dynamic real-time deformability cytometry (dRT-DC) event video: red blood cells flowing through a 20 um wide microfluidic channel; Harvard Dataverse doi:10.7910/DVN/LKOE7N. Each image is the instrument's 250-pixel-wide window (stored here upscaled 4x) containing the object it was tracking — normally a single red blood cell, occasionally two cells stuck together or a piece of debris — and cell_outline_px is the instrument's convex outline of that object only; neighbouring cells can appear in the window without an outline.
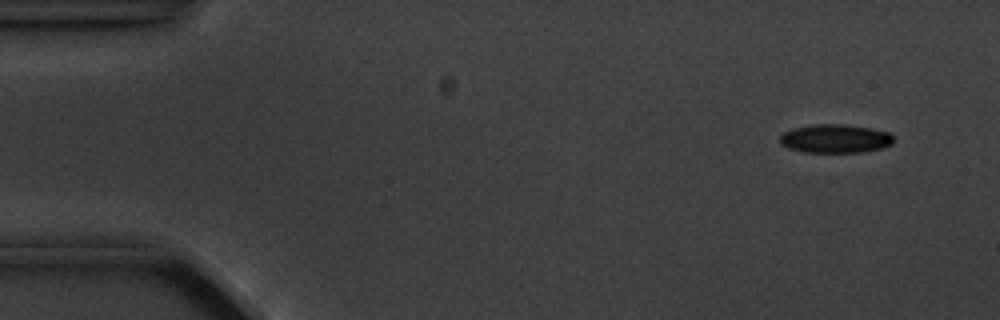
{"species": "common noctule bat (a hibernating species)", "species_latin": "Nyctalus noctula", "temperature_condition": "cold", "stored_images_in_passage": 3, "camera_frame_rate_fps": 3000, "um_per_image_px": 0.085, "animal": {"sex": "male", "body_mass_g": 20.1, "forearm_length_mm": 53.5}, "frame": {"image": 1, "passage_image": 1, "time_ms": 0.0, "image_size_px": [1000, 320], "cell_outline_px": [[892, 144], [880, 148], [860, 152], [804, 152], [788, 148], [780, 144], [780, 136], [784, 132], [796, 128], [816, 124], [844, 124], [872, 128], [892, 132]], "centroid_in_image_um": [71.01, 11.78], "position_along_channel_um": 14.0, "area_um2": 18.9}}
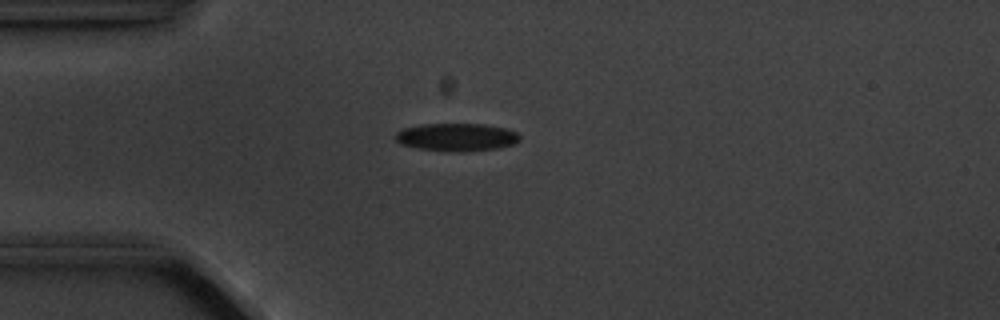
{"frame": {"image": 2, "passage_image": 3, "time_ms": 3.333, "image_size_px": [1000, 320], "cell_outline_px": [[520, 140], [512, 144], [496, 148], [460, 152], [444, 152], [416, 148], [400, 144], [392, 136], [396, 132], [404, 128], [420, 124], [484, 124], [504, 128], [516, 132], [520, 136]], "centroid_in_image_um": [38.74, 11.66], "position_along_channel_um": 46.3, "area_um2": 20.35}}